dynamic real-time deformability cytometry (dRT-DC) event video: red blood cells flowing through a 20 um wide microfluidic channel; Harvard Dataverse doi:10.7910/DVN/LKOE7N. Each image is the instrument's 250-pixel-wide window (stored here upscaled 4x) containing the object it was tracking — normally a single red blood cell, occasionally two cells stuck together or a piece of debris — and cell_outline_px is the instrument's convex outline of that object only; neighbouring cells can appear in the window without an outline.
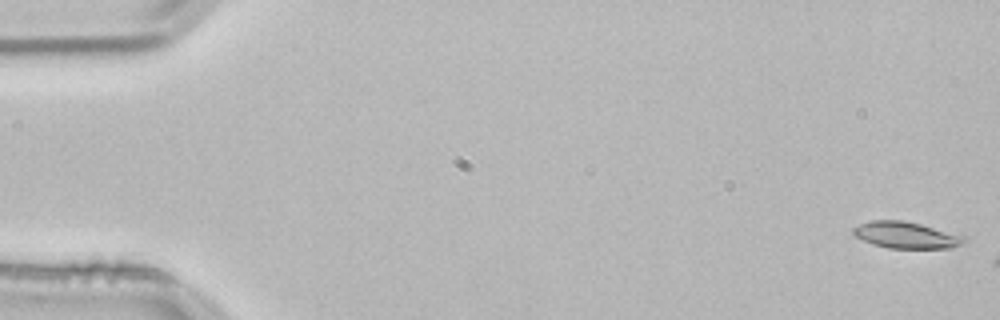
{"species": "common noctule bat (a hibernating species)", "species_latin": "Nyctalus noctula", "temperature_condition": "room temperature", "stored_images_in_passage": 3, "camera_frame_rate_fps": 3000, "um_per_image_px": 0.085, "animal": {"sex": "male", "body_mass_g": 21.5, "forearm_length_mm": 52.0}, "frame": {"image": 1, "passage_image": 1, "time_ms": 0.0, "image_size_px": [1000, 320], "cell_outline_px": [[968, 240], [964, 244], [952, 248], [888, 248], [872, 244], [856, 236], [852, 232], [852, 228], [860, 224], [872, 220], [904, 220], [968, 236]], "centroid_in_image_um": [77.09, 19.98], "position_along_channel_um": 7.9, "area_um2": 17.34}}